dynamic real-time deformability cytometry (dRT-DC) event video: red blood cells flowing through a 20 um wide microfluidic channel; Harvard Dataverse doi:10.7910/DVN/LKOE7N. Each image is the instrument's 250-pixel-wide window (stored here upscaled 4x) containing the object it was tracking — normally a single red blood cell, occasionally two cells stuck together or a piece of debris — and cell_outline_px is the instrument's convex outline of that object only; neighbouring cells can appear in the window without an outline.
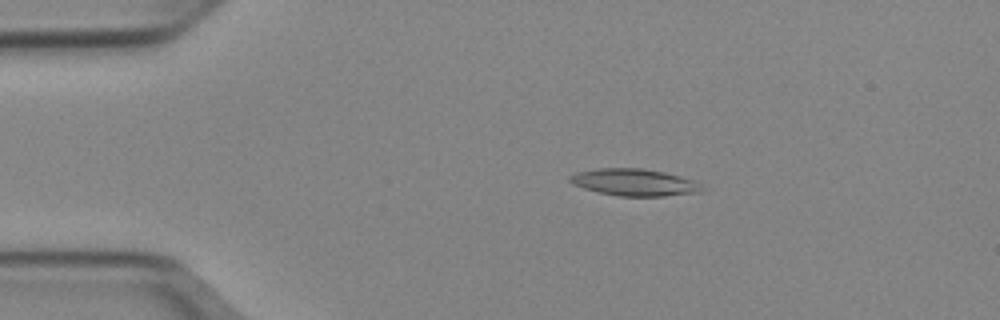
{"species": "Egyptian fruit bat (a non-hibernating species)", "species_latin": "Rousettus aegyptiacus", "temperature_condition": "cold", "stored_images_in_passage": 51, "camera_frame_rate_fps": 3000, "um_per_image_px": 0.085, "animal": {"sex": "female"}, "frame": {"image": 1, "passage_image": 10, "time_ms": 3.0, "image_size_px": [1000, 320], "cell_outline_px": [[704, 192], [664, 196], [620, 196], [600, 192], [584, 188], [572, 184], [568, 180], [568, 176], [576, 172], [596, 168], [640, 168], [664, 172], [696, 180], [704, 188]], "centroid_in_image_um": [53.94, 15.49], "position_along_channel_um": 31.1, "area_um2": 20.92}}
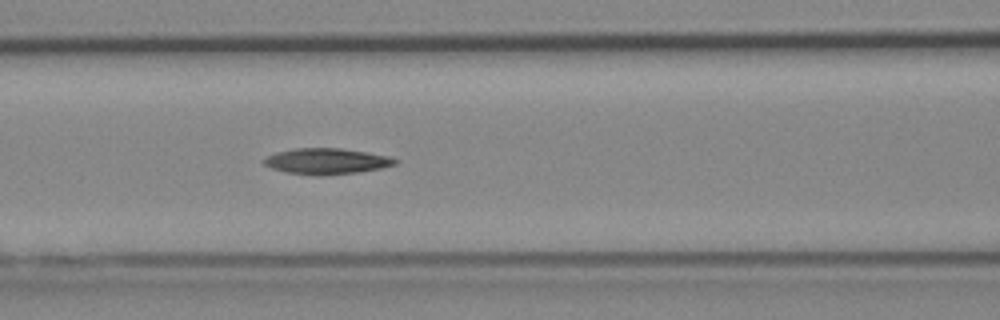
{"frame": {"image": 2, "passage_image": 22, "time_ms": 7.0, "image_size_px": [1000, 320], "cell_outline_px": [[400, 160], [396, 164], [380, 168], [360, 172], [320, 176], [312, 176], [284, 172], [272, 168], [264, 164], [264, 160], [268, 156], [276, 152], [296, 148], [340, 148], [388, 156]], "centroid_in_image_um": [27.75, 13.72], "position_along_channel_um": 138.8, "area_um2": 19.83}}
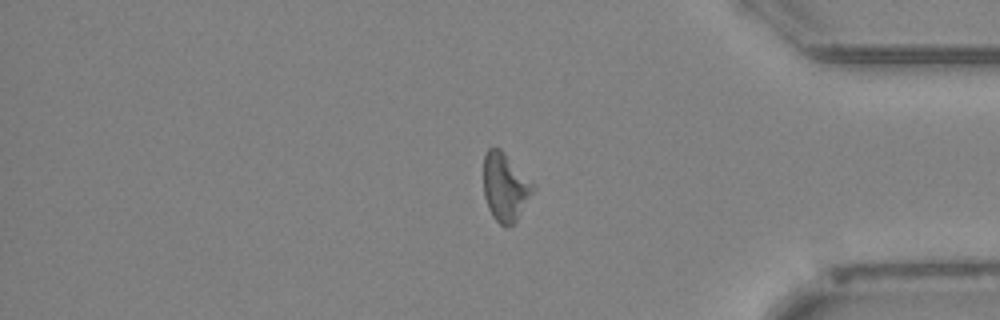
{"frame": {"image": 3, "passage_image": 43, "time_ms": 14.0, "image_size_px": [1000, 320], "cell_outline_px": [[536, 188], [516, 220], [508, 228], [500, 224], [492, 216], [488, 208], [484, 196], [484, 156], [488, 148], [492, 144], [500, 148], [536, 184]], "centroid_in_image_um": [42.95, 15.86], "position_along_channel_um": 392.3, "area_um2": 19.94}}